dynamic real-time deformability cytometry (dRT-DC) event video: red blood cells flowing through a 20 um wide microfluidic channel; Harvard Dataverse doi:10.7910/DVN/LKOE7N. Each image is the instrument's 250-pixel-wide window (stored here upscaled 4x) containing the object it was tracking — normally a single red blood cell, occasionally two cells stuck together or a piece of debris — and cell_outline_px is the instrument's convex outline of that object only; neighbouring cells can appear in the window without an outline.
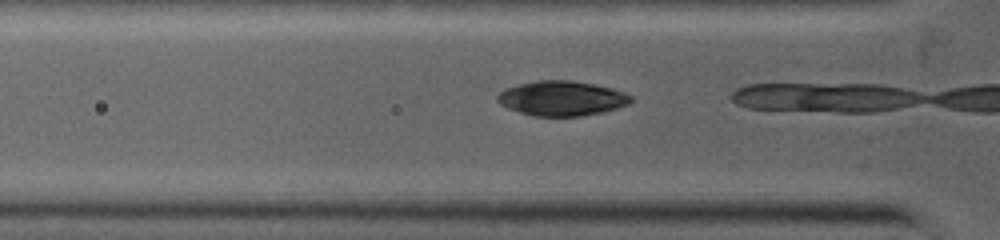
{"species": "common noctule bat (a hibernating species)", "species_latin": "Nyctalus noctula", "temperature_condition": "warm", "stored_images_in_passage": 13, "camera_frame_rate_fps": 5000, "um_per_image_px": 0.085, "animal": {"sex": "female", "body_mass_g": 19.0, "forearm_length_mm": 53.3}, "frame": {"image": 1, "passage_image": 4, "time_ms": 0.6, "image_size_px": [1000, 240], "cell_outline_px": [[632, 100], [628, 104], [616, 108], [600, 112], [580, 116], [532, 116], [508, 108], [500, 104], [496, 100], [496, 96], [504, 88], [536, 80], [568, 80], [592, 84], [612, 88], [632, 96]], "centroid_in_image_um": [47.7, 8.36], "position_along_channel_um": 78.1, "area_um2": 26.88}}